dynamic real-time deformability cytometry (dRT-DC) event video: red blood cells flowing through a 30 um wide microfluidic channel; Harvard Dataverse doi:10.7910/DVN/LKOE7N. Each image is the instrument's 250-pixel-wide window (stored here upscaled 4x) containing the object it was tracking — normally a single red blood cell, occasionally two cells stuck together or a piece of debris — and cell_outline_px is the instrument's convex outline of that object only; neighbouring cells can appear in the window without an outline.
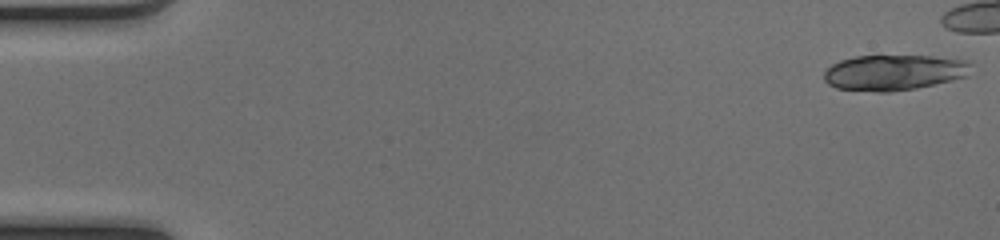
{"species": "common noctule bat (a hibernating species)", "species_latin": "Nyctalus noctula", "temperature_condition": "cold", "stored_images_in_passage": 23, "camera_frame_rate_fps": 3000, "um_per_image_px": 0.085, "animal": {"sex": "female", "body_mass_g": 17.0, "forearm_length_mm": 48.0}, "frame": {"image": 1, "passage_image": 1, "time_ms": 0.0, "image_size_px": [1000, 240], "cell_outline_px": [[972, 60], [968, 76], [952, 80], [916, 88], [888, 92], [876, 92], [836, 88], [828, 84], [824, 80], [824, 72], [832, 64], [840, 60], [856, 56], [932, 56]], "centroid_in_image_um": [76.01, 6.16], "position_along_channel_um": 9.0, "area_um2": 30.63}}